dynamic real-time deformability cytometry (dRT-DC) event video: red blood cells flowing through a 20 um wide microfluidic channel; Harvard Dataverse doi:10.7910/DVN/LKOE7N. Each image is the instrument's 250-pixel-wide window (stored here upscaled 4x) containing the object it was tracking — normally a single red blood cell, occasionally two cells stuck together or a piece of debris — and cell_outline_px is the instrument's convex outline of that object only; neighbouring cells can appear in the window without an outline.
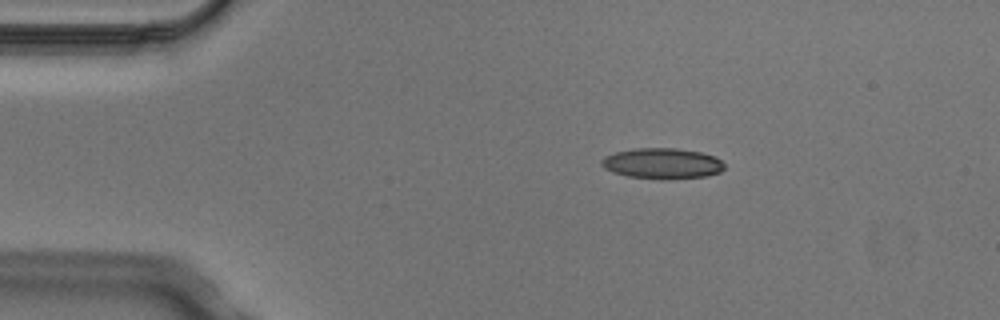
{"species": "Egyptian fruit bat (a non-hibernating species)", "species_latin": "Rousettus aegyptiacus", "temperature_condition": "cold", "stored_images_in_passage": 3, "camera_frame_rate_fps": 3000, "um_per_image_px": 0.085, "animal": {"sex": "male"}, "frame": {"image": 1, "passage_image": 1, "time_ms": 0.0, "image_size_px": [1000, 320], "cell_outline_px": [[724, 168], [720, 172], [708, 176], [628, 176], [612, 172], [604, 168], [600, 164], [600, 160], [604, 156], [616, 152], [632, 148], [676, 148], [700, 152], [716, 156], [724, 164]], "centroid_in_image_um": [56.26, 13.83], "position_along_channel_um": 28.7, "area_um2": 21.1}}